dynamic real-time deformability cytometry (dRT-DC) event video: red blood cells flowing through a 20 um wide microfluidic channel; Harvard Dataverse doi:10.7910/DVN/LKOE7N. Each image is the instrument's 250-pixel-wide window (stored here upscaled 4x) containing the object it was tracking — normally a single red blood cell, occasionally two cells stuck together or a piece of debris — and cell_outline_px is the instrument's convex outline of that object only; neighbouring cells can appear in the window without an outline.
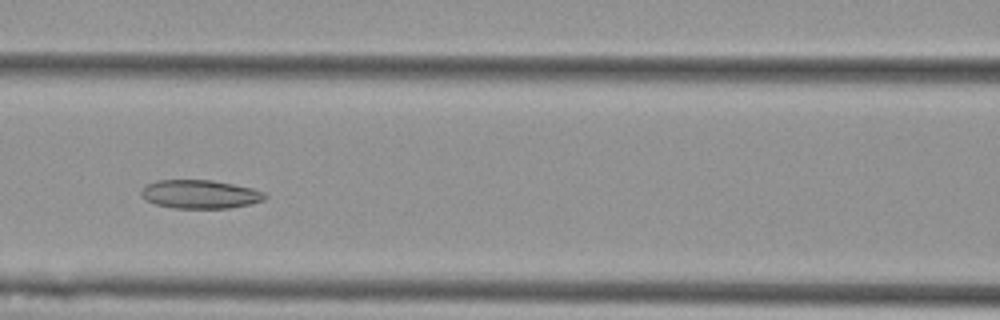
{"species": "Egyptian fruit bat (a non-hibernating species)", "species_latin": "Rousettus aegyptiacus", "temperature_condition": "cold", "stored_images_in_passage": 8, "camera_frame_rate_fps": 3000, "um_per_image_px": 0.085, "animal": {"sex": "female"}, "frame": {"image": 1, "passage_image": 5, "time_ms": 1.333, "image_size_px": [1000, 320], "cell_outline_px": [[268, 196], [264, 200], [252, 204], [228, 208], [172, 208], [156, 204], [144, 200], [140, 196], [140, 192], [148, 184], [156, 180], [212, 180], [252, 188], [264, 192]], "centroid_in_image_um": [17.0, 16.51], "position_along_channel_um": 149.6, "area_um2": 20.69}}
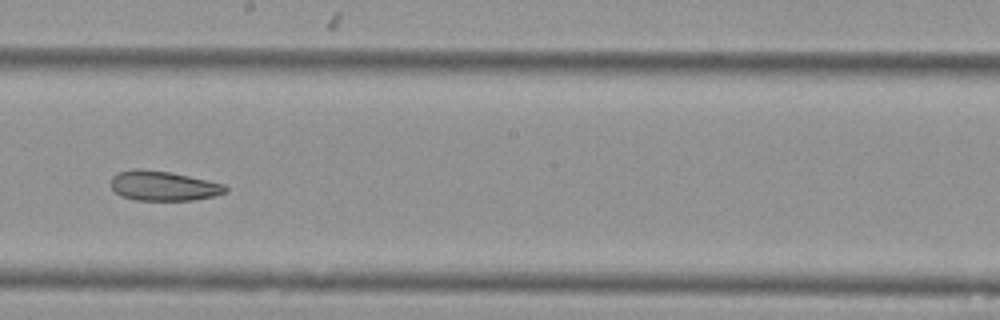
{"frame": {"image": 2, "passage_image": 7, "time_ms": 2.0, "image_size_px": [1000, 320], "cell_outline_px": [[228, 192], [216, 196], [192, 200], [136, 200], [120, 196], [112, 188], [112, 176], [116, 172], [136, 168], [140, 168], [168, 172], [208, 180], [224, 184], [228, 188]], "centroid_in_image_um": [13.89, 15.8], "position_along_channel_um": 234.3, "area_um2": 19.94}}
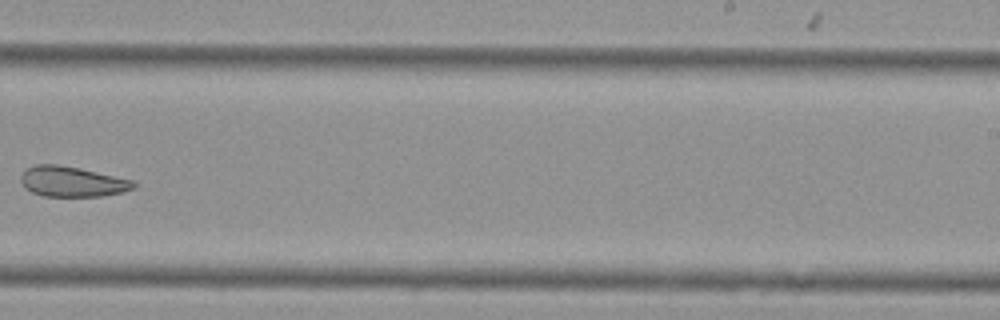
{"frame": {"image": 3, "passage_image": 8, "time_ms": 2.333, "image_size_px": [1000, 320], "cell_outline_px": [[136, 188], [124, 192], [104, 196], [44, 196], [32, 192], [24, 188], [20, 180], [20, 176], [28, 168], [36, 164], [56, 164], [76, 168], [132, 180], [136, 184]], "centroid_in_image_um": [6.12, 15.45], "position_along_channel_um": 282.9, "area_um2": 19.71}}